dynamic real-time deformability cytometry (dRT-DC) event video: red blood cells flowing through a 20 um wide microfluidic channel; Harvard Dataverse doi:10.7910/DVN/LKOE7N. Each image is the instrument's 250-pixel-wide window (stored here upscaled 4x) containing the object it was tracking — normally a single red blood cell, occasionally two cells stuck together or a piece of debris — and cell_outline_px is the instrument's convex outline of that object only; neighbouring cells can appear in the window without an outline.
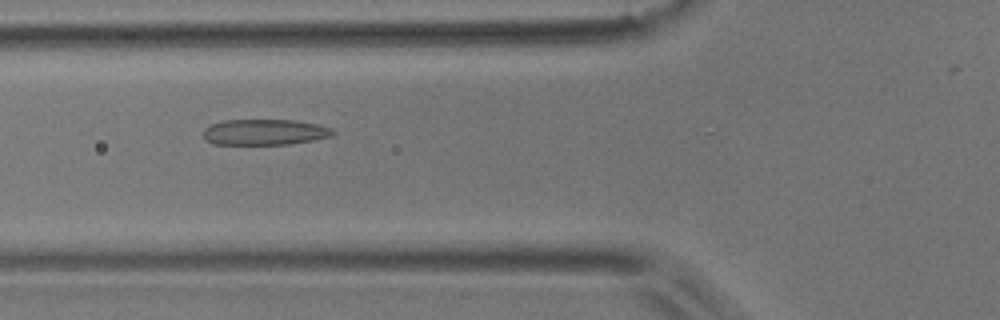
{"species": "common noctule bat (a hibernating species)", "species_latin": "Nyctalus noctula", "temperature_condition": "room temperature", "stored_images_in_passage": 13, "camera_frame_rate_fps": 3000, "um_per_image_px": 0.085, "animal": {"sex": "male", "body_mass_g": 17.9}, "frame": {"image": 1, "passage_image": 10, "time_ms": 3.0, "image_size_px": [1000, 320], "cell_outline_px": [[336, 132], [332, 136], [312, 140], [288, 144], [212, 144], [204, 136], [204, 128], [212, 124], [224, 120], [296, 120], [316, 124], [332, 128]], "centroid_in_image_um": [22.52, 11.22], "position_along_channel_um": 103.3, "area_um2": 19.36}}